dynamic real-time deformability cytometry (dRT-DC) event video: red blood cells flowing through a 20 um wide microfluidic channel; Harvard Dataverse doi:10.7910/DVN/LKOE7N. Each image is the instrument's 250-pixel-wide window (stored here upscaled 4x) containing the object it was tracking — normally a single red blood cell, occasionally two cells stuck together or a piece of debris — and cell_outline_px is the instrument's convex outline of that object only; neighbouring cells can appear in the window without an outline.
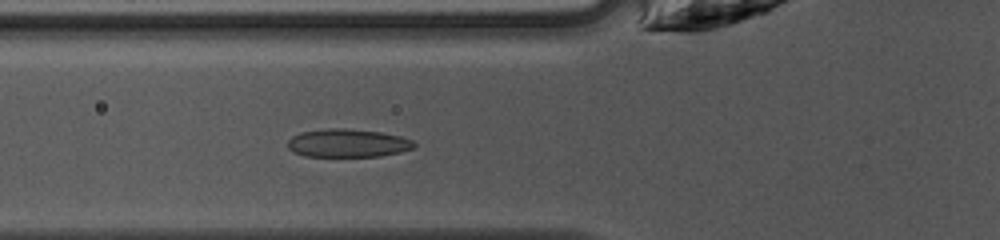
{"species": "common noctule bat (a hibernating species)", "species_latin": "Nyctalus noctula", "temperature_condition": "warm", "stored_images_in_passage": 34, "camera_frame_rate_fps": 3000, "um_per_image_px": 0.085, "animal": {"sex": "female", "body_mass_g": 10.0, "forearm_length_mm": 53.1}, "frame": {"image": 1, "passage_image": 4, "time_ms": 1.0, "image_size_px": [1000, 240], "cell_outline_px": [[416, 148], [400, 152], [380, 156], [304, 156], [292, 152], [288, 148], [288, 140], [292, 136], [300, 132], [328, 128], [348, 128], [380, 132], [400, 136], [412, 140], [416, 144]], "centroid_in_image_um": [29.55, 12.16], "position_along_channel_um": 96.2, "area_um2": 20.92}}
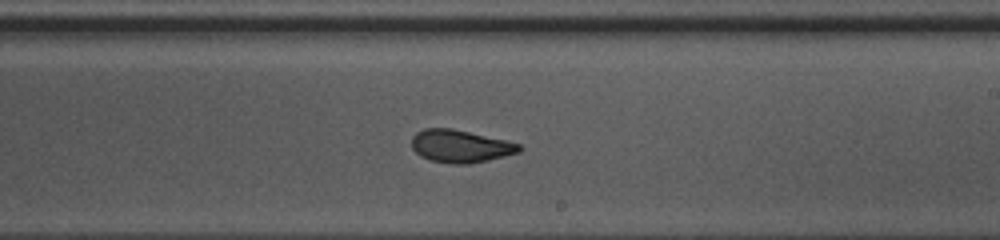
{"frame": {"image": 2, "passage_image": 15, "time_ms": 4.667, "image_size_px": [1000, 240], "cell_outline_px": [[524, 148], [520, 152], [488, 160], [468, 164], [452, 164], [428, 160], [420, 156], [412, 148], [412, 136], [416, 132], [424, 128], [452, 128], [504, 140], [520, 144]], "centroid_in_image_um": [39.11, 12.43], "position_along_channel_um": 249.9, "area_um2": 20.52}}
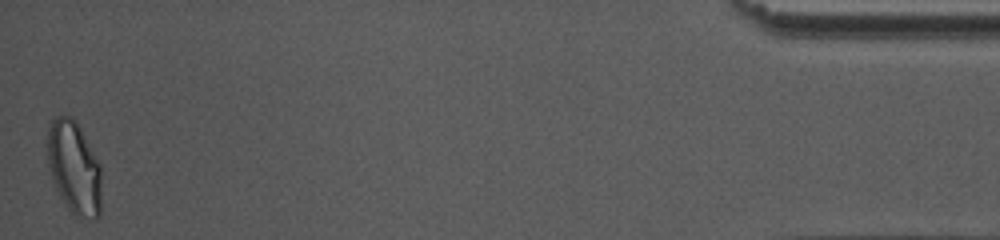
{"frame": {"image": 3, "passage_image": 34, "time_ms": 11.0, "image_size_px": [1000, 240], "cell_outline_px": [[100, 216], [96, 220], [92, 220], [76, 216], [68, 208], [60, 196], [52, 180], [48, 168], [48, 124], [56, 116], [72, 116], [76, 120], [100, 164]], "centroid_in_image_um": [6.3, 14.25], "position_along_channel_um": 428.9, "area_um2": 29.3}, "authors_computed_cell_mechanics": {"area_um2": 21.1548, "velocity_mm_per_s": 4.1604, "shape_relaxation_time_tau1_ms": 3.61, "shape_relaxation_time_tau2_ms": 1.2141, "deformation_change_tau1": 0.1294, "deformation_change_tau2": 0.0802}}